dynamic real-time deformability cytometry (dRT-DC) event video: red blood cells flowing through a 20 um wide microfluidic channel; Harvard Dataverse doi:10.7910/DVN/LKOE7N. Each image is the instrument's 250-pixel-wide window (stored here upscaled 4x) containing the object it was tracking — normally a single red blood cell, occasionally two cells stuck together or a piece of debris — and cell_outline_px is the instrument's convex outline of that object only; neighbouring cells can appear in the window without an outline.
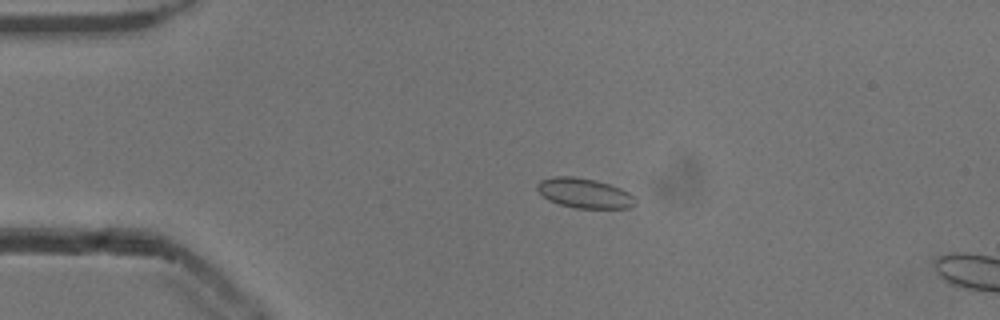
{"species": "common noctule bat (a hibernating species)", "species_latin": "Nyctalus noctula", "temperature_condition": "cold", "stored_images_in_passage": 16, "camera_frame_rate_fps": 3000, "um_per_image_px": 0.085, "animal": {"sex": "male", "body_mass_g": 13.3}, "frame": {"image": 1, "passage_image": 12, "time_ms": 3.667, "image_size_px": [1000, 320], "cell_outline_px": [[636, 204], [632, 208], [576, 208], [560, 204], [548, 200], [536, 188], [536, 184], [540, 180], [556, 176], [572, 176], [596, 180], [620, 188], [628, 192], [636, 200]], "centroid_in_image_um": [49.67, 16.42], "position_along_channel_um": 35.3, "area_um2": 16.99}}